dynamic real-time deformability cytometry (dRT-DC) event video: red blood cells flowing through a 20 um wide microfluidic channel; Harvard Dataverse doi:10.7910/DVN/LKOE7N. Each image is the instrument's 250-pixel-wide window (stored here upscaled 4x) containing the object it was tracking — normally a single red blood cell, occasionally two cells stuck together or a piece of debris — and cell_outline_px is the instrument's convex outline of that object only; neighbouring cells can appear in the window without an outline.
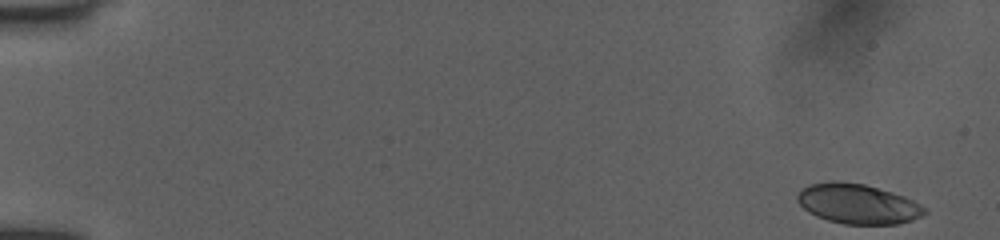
{"species": "human", "species_latin": "Homo sapiens", "temperature_condition": "room temperature", "stored_images_in_passage": 45, "camera_frame_rate_fps": 3000, "um_per_image_px": 0.085, "donor": {"sex": "female"}, "frame": {"image": 1, "passage_image": 1, "time_ms": 0.0, "image_size_px": [1000, 240], "cell_outline_px": [[928, 212], [912, 220], [896, 224], [844, 224], [828, 220], [816, 216], [808, 212], [796, 200], [796, 196], [800, 188], [808, 184], [832, 180], [836, 180], [864, 184], [892, 192], [904, 196], [928, 208]], "centroid_in_image_um": [72.88, 17.31], "position_along_channel_um": 12.1, "area_um2": 29.82}}
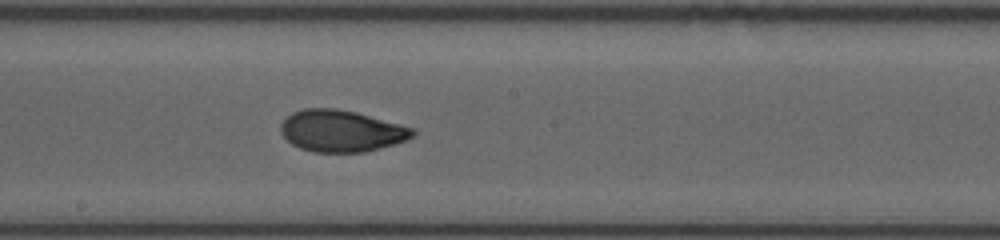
{"frame": {"image": 2, "passage_image": 24, "time_ms": 9.333, "image_size_px": [1000, 240], "cell_outline_px": [[416, 132], [412, 136], [404, 140], [380, 148], [364, 152], [312, 152], [300, 148], [292, 144], [280, 132], [280, 124], [292, 112], [304, 108], [336, 108], [356, 112], [416, 128]], "centroid_in_image_um": [29.0, 11.12], "position_along_channel_um": 219.2, "area_um2": 32.02}}
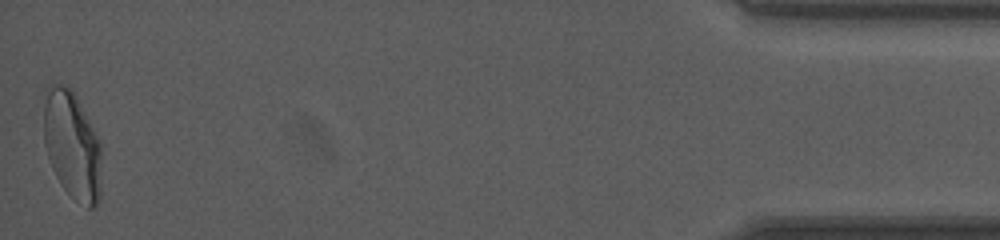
{"frame": {"image": 3, "passage_image": 45, "time_ms": 16.667, "image_size_px": [1000, 240], "cell_outline_px": [[100, 200], [96, 208], [88, 208], [72, 196], [60, 184], [52, 168], [44, 144], [44, 104], [48, 92], [52, 84], [60, 84], [72, 88], [100, 140]], "centroid_in_image_um": [6.15, 12.37], "position_along_channel_um": 429.1, "area_um2": 36.18}, "authors_computed_cell_mechanics": {"area_um2": 31.6744, "velocity_mm_per_s": 3.9814, "shape_relaxation_time_tau1_ms": 4.8478, "shape_relaxation_time_tau2_ms": 0.9387, "deformation_change_tau1": 0.1793, "deformation_change_tau2": 0.0544}}